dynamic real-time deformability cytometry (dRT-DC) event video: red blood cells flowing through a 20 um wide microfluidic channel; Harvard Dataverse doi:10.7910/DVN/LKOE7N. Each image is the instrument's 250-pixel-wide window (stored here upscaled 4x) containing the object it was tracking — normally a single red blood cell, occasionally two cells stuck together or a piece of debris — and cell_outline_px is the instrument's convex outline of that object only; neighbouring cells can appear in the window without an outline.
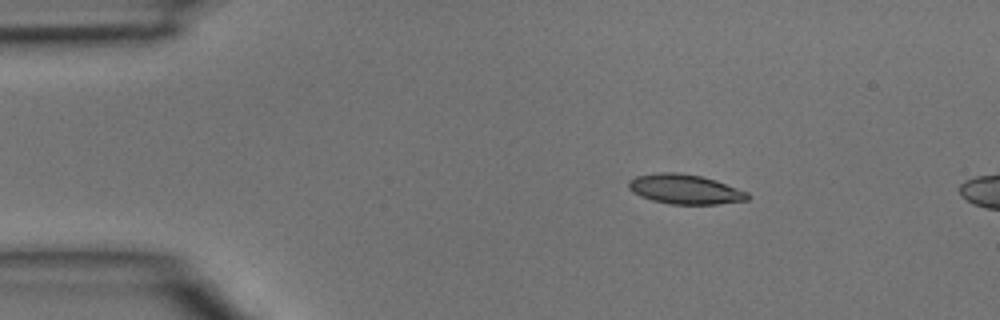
{"species": "common noctule bat (a hibernating species)", "species_latin": "Nyctalus noctula", "temperature_condition": "room temperature", "stored_images_in_passage": 4, "camera_frame_rate_fps": 3000, "um_per_image_px": 0.085, "animal": {"sex": "male", "body_mass_g": 15.6}, "frame": {"image": 1, "passage_image": 2, "time_ms": 0.333, "image_size_px": [1000, 320], "cell_outline_px": [[752, 196], [748, 200], [716, 204], [672, 204], [652, 200], [640, 196], [632, 192], [628, 188], [628, 180], [636, 176], [656, 172], [680, 172], [700, 176], [716, 180], [748, 192]], "centroid_in_image_um": [58.22, 16.07], "position_along_channel_um": 26.8, "area_um2": 20.75}}